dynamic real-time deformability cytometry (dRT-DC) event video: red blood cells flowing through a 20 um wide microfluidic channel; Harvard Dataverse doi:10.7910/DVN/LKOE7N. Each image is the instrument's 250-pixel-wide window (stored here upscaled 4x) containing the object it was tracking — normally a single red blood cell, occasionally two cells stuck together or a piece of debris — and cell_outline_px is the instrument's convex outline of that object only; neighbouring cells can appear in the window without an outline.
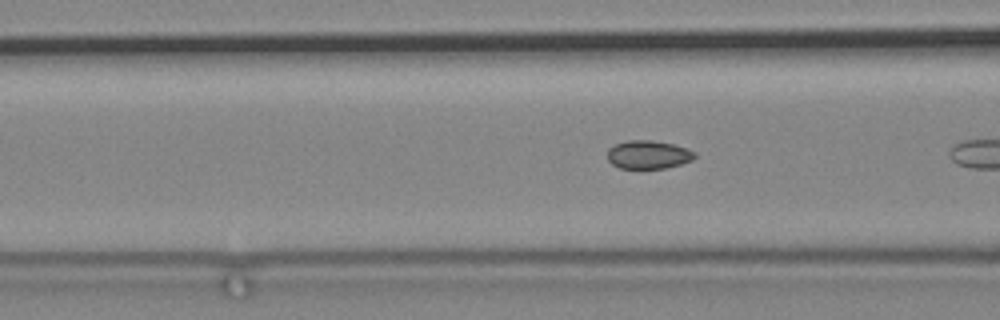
{"species": "common noctule bat (a hibernating species)", "species_latin": "Nyctalus noctula", "temperature_condition": "cold", "stored_images_in_passage": 4, "camera_frame_rate_fps": 3000, "um_per_image_px": 0.085, "animal": {"sex": "male", "body_mass_g": 19.2, "forearm_length_mm": 51.8}, "frame": {"image": 1, "passage_image": 3, "time_ms": 0.667, "image_size_px": [1000, 320], "cell_outline_px": [[696, 156], [692, 160], [680, 164], [664, 168], [620, 168], [612, 164], [608, 160], [608, 148], [616, 144], [628, 140], [652, 140], [672, 144], [688, 148], [696, 152]], "centroid_in_image_um": [55.12, 13.14], "position_along_channel_um": 111.5, "area_um2": 14.39}}